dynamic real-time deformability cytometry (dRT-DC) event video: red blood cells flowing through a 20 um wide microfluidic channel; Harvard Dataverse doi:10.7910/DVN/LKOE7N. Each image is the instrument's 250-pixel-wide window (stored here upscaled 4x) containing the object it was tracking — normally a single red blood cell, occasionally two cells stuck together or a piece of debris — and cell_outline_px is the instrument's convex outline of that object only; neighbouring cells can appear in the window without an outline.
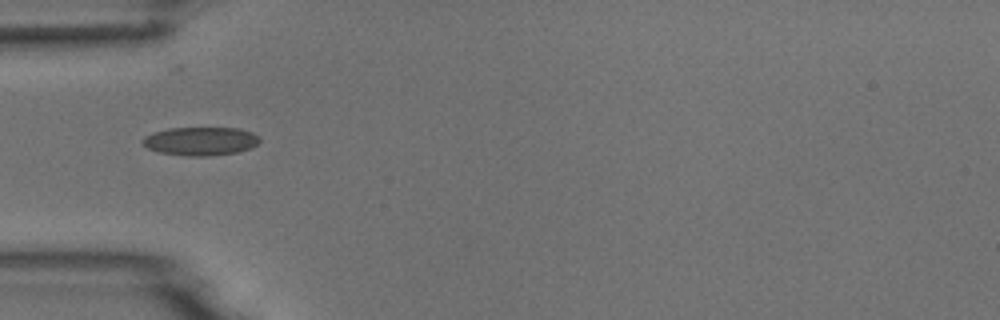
{"species": "common noctule bat (a hibernating species)", "species_latin": "Nyctalus noctula", "temperature_condition": "room temperature", "stored_images_in_passage": 8, "camera_frame_rate_fps": 3000, "um_per_image_px": 0.085, "animal": {"sex": "male", "body_mass_g": 18.8}, "frame": {"image": 1, "passage_image": 5, "time_ms": 5.333, "image_size_px": [1000, 320], "cell_outline_px": [[260, 140], [252, 148], [236, 152], [208, 156], [188, 156], [160, 152], [148, 148], [140, 140], [144, 136], [152, 132], [168, 128], [240, 128], [252, 132], [260, 136]], "centroid_in_image_um": [17.05, 11.99], "position_along_channel_um": 67.9, "area_um2": 19.48}}